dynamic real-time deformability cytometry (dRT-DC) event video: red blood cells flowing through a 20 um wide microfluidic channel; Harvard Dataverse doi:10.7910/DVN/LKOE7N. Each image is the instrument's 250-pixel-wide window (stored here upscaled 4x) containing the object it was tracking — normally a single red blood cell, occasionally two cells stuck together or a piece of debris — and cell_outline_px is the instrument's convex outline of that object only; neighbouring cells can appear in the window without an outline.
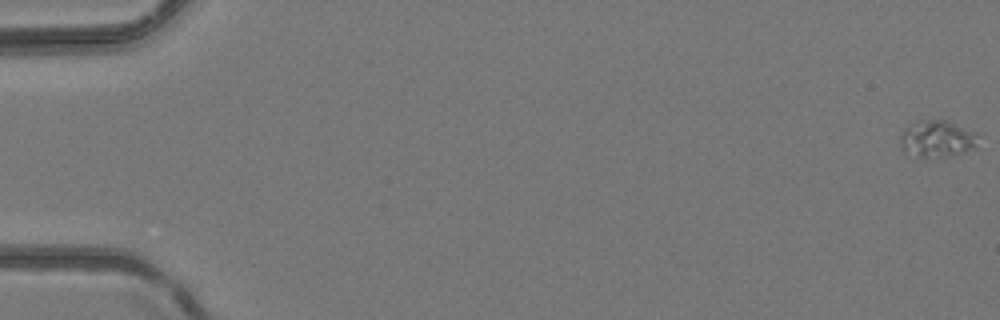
{"species": "common noctule bat (a hibernating species)", "species_latin": "Nyctalus noctula", "temperature_condition": "room temperature", "stored_images_in_passage": 2, "camera_frame_rate_fps": 3000, "um_per_image_px": 0.085, "animal": {"sex": "female", "body_mass_g": 24.6, "forearm_length_mm": 56.2}, "frame": {"image": 1, "passage_image": 1, "time_ms": 0.0, "image_size_px": [1000, 320], "cell_outline_px": [[976, 148], [944, 156], [916, 156], [904, 148], [900, 144], [900, 136], [912, 124], [932, 120], [944, 120], [976, 132]], "centroid_in_image_um": [79.69, 11.79], "position_along_channel_um": 5.3, "area_um2": 15.66}}